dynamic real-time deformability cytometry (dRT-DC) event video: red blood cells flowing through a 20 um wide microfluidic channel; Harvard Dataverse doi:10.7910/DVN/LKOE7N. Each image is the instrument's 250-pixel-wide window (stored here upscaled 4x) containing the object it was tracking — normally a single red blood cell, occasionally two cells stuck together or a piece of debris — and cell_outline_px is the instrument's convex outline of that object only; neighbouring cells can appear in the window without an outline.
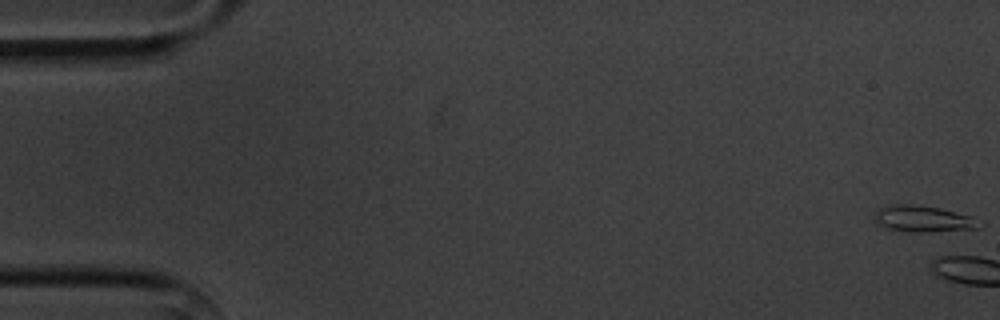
{"species": "common noctule bat (a hibernating species)", "species_latin": "Nyctalus noctula", "temperature_condition": "cold", "stored_images_in_passage": 7, "camera_frame_rate_fps": 3000, "um_per_image_px": 0.085, "animal": {"sex": "male", "body_mass_g": 20.1, "forearm_length_mm": 53.5}, "frame": {"image": 1, "passage_image": 1, "time_ms": 0.0, "image_size_px": [1000, 320], "cell_outline_px": [[984, 224], [980, 228], [928, 232], [908, 232], [888, 228], [876, 224], [876, 212], [880, 208], [892, 204], [912, 204], [940, 208], [976, 216]], "centroid_in_image_um": [78.57, 18.6], "position_along_channel_um": 6.4, "area_um2": 16.36}}